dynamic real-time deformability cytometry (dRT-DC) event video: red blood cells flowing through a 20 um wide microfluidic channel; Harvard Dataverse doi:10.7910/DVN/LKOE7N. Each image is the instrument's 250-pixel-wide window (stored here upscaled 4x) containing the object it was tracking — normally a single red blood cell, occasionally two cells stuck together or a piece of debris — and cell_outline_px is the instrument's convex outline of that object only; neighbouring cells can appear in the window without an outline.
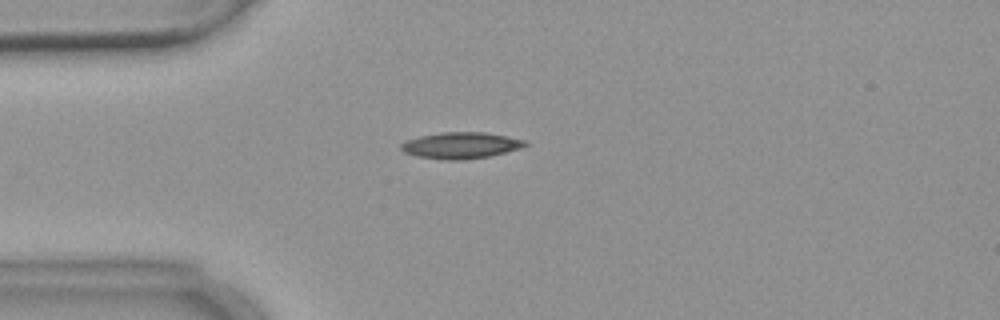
{"species": "common noctule bat (a hibernating species)", "species_latin": "Nyctalus noctula", "temperature_condition": "warm", "stored_images_in_passage": 4, "camera_frame_rate_fps": 3000, "um_per_image_px": 0.085, "animal": {"sex": "female", "body_mass_g": 18.4}, "frame": {"image": 1, "passage_image": 4, "time_ms": 3.333, "image_size_px": [1000, 320], "cell_outline_px": [[528, 144], [520, 148], [488, 156], [460, 160], [448, 160], [420, 156], [404, 152], [400, 148], [400, 144], [408, 140], [420, 136], [440, 132], [484, 132], [508, 136], [524, 140]], "centroid_in_image_um": [39.17, 12.34], "position_along_channel_um": 45.8, "area_um2": 18.73}}